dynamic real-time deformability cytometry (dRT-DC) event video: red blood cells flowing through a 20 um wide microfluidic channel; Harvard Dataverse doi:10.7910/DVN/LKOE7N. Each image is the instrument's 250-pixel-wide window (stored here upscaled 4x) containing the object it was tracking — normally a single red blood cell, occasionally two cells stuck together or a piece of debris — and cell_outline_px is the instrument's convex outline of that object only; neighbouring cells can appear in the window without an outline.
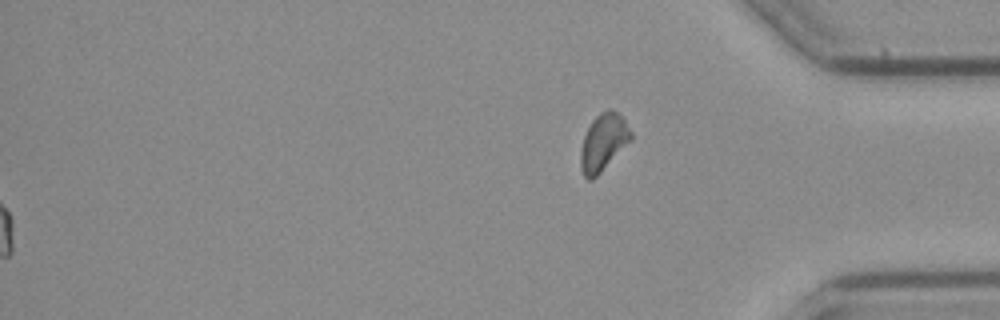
{"species": "common noctule bat (a hibernating species)", "species_latin": "Nyctalus noctula", "temperature_condition": "cold", "stored_images_in_passage": 54, "segment_of_instrument_passage": [2, 2], "camera_frame_rate_fps": 3000, "um_per_image_px": 0.085, "animal": {"sex": "female", "body_mass_g": 21.9}, "frame": {"image": 1, "passage_image": 54, "time_ms": 17.667, "image_size_px": [1000, 320], "cell_outline_px": [[632, 140], [592, 180], [588, 180], [584, 176], [580, 168], [580, 152], [584, 136], [592, 120], [600, 112], [608, 108], [612, 108], [624, 120], [632, 132]], "centroid_in_image_um": [51.28, 12.09], "position_along_channel_um": 383.9, "area_um2": 16.65}}